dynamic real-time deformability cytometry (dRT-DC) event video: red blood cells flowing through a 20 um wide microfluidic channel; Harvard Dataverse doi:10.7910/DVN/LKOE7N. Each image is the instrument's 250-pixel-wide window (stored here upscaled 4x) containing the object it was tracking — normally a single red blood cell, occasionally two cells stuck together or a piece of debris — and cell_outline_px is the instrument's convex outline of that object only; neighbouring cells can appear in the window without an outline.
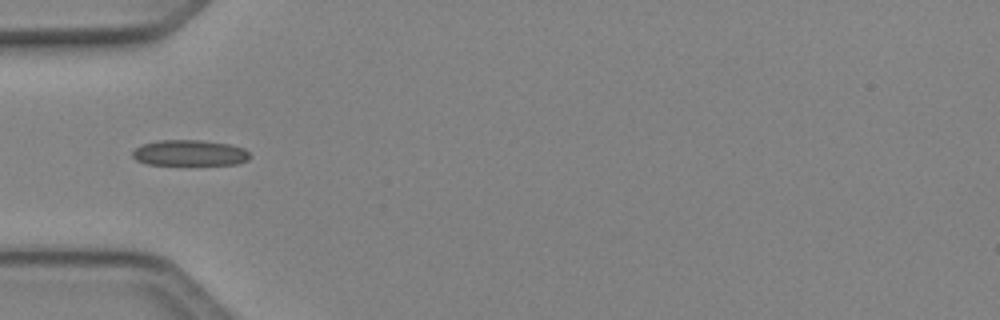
{"species": "Egyptian fruit bat (a non-hibernating species)", "species_latin": "Rousettus aegyptiacus", "temperature_condition": "cold", "stored_images_in_passage": 34, "camera_frame_rate_fps": 3000, "um_per_image_px": 0.085, "animal": {"sex": "female"}, "frame": {"image": 1, "passage_image": 1, "time_ms": 0.0, "image_size_px": [1000, 320], "cell_outline_px": [[252, 156], [248, 160], [240, 164], [148, 164], [136, 160], [132, 156], [132, 152], [136, 148], [144, 144], [160, 140], [200, 140], [232, 144], [244, 148]], "centroid_in_image_um": [16.18, 12.99], "position_along_channel_um": 68.8, "area_um2": 17.63}}
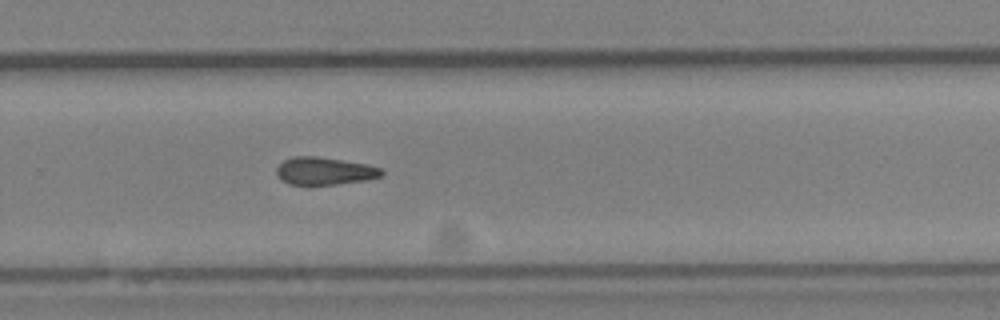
{"frame": {"image": 2, "passage_image": 18, "time_ms": 5.667, "image_size_px": [1000, 320], "cell_outline_px": [[384, 176], [368, 180], [336, 184], [288, 184], [280, 180], [276, 176], [276, 168], [284, 160], [292, 156], [316, 156], [368, 164], [380, 168], [384, 172]], "centroid_in_image_um": [27.59, 14.53], "position_along_channel_um": 302.2, "area_um2": 17.05}}
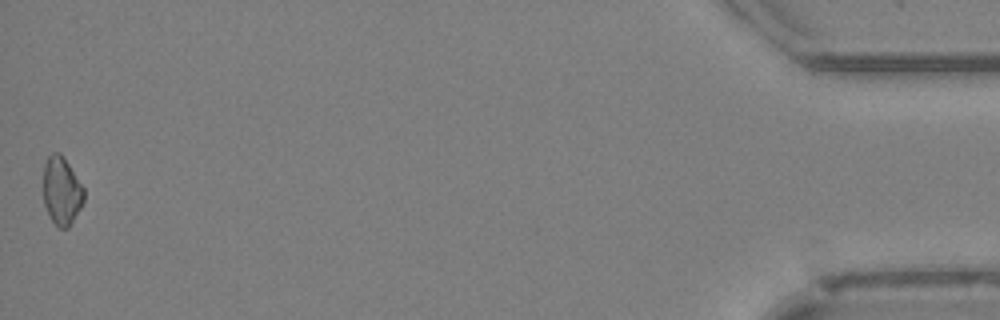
{"frame": {"image": 3, "passage_image": 34, "time_ms": 11.0, "image_size_px": [1000, 320], "cell_outline_px": [[84, 200], [80, 208], [68, 228], [60, 228], [52, 220], [44, 204], [44, 164], [48, 156], [52, 152], [60, 152], [84, 188]], "centroid_in_image_um": [5.24, 16.21], "position_along_channel_um": 430.0, "area_um2": 15.84}, "authors_computed_cell_mechanics": {"area_um2": 16.9932, "velocity_mm_per_s": 4.1363, "shape_relaxation_time_tau1_ms": 10.5175, "shape_relaxation_time_tau2_ms": null, "deformation_change_tau1": 0.1325, "deformation_change_tau2": null}}